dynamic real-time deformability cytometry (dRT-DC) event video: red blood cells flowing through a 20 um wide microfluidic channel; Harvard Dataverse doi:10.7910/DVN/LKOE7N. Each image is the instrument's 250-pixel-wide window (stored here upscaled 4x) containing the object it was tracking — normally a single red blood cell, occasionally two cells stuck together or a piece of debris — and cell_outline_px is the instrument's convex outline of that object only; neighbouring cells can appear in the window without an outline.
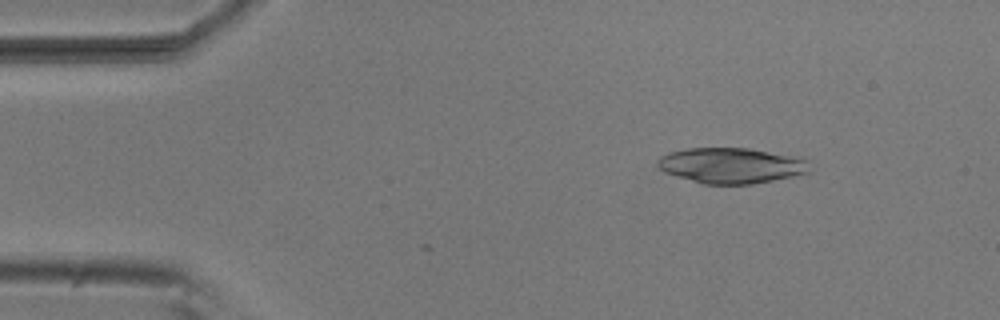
{"species": "common noctule bat (a hibernating species)", "species_latin": "Nyctalus noctula", "temperature_condition": "room temperature", "stored_images_in_passage": 3, "camera_frame_rate_fps": 3000, "um_per_image_px": 0.085, "animal": {"sex": "male", "body_mass_g": 20.5, "forearm_length_mm": 52.5}, "frame": {"image": 1, "passage_image": 2, "time_ms": 0.333, "image_size_px": [1000, 320], "cell_outline_px": [[812, 172], [752, 184], [704, 184], [676, 176], [664, 172], [656, 164], [656, 160], [660, 156], [668, 152], [688, 148], [748, 148], [804, 156], [808, 160]], "centroid_in_image_um": [62.21, 14.05], "position_along_channel_um": 22.8, "area_um2": 32.02}}